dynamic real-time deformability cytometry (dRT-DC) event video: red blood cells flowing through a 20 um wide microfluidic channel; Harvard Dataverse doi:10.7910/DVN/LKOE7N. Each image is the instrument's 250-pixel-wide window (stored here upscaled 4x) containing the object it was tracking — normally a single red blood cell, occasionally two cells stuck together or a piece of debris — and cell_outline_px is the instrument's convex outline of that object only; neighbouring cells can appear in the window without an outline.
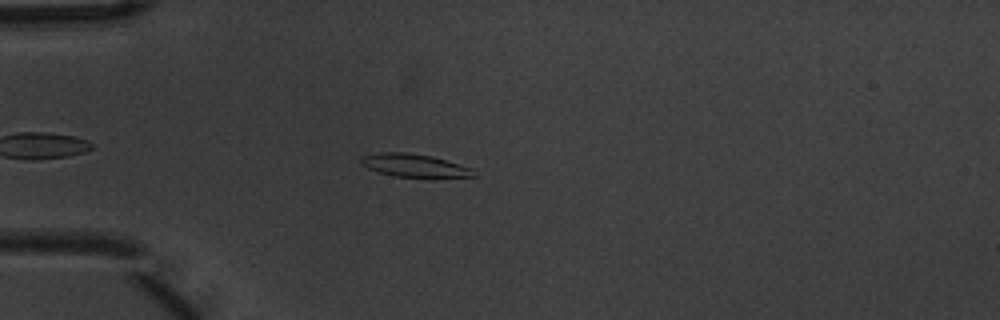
{"species": "common noctule bat (a hibernating species)", "species_latin": "Nyctalus noctula", "temperature_condition": "warm", "stored_images_in_passage": 2, "camera_frame_rate_fps": 3000, "um_per_image_px": 0.085, "animal": {"sex": "male", "body_mass_g": 20.1, "forearm_length_mm": 53.5}, "frame": {"image": 1, "passage_image": 2, "time_ms": 0.333, "image_size_px": [1000, 320], "cell_outline_px": [[476, 176], [432, 180], [392, 176], [368, 168], [360, 164], [360, 156], [380, 152], [404, 152], [432, 156], [476, 168]], "centroid_in_image_um": [35.34, 14.12], "position_along_channel_um": 49.7, "area_um2": 16.18}}